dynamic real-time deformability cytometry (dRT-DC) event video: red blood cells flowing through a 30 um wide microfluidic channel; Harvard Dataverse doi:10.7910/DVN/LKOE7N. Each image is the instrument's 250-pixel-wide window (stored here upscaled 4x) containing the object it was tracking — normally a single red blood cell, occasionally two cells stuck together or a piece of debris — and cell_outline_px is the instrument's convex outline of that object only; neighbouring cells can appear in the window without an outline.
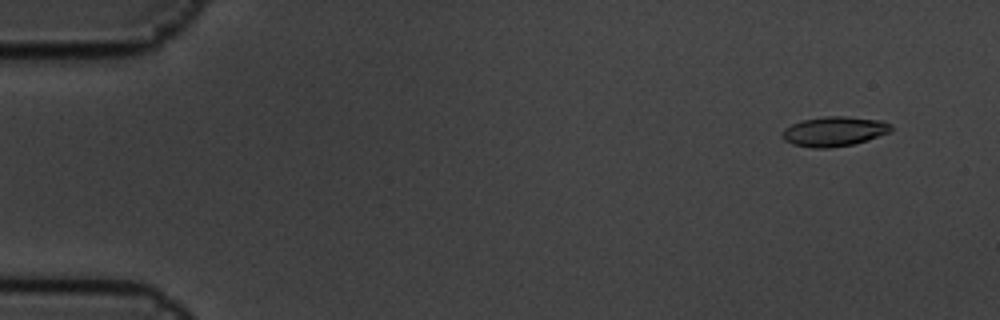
{"species": "common noctule bat (a hibernating species)", "species_latin": "Nyctalus noctula", "temperature_condition": "cold", "stored_images_in_passage": 6, "camera_frame_rate_fps": 3000, "um_per_image_px": 0.085, "animal": {"sex": "male", "body_mass_g": 19.5, "forearm_length_mm": 54.6}, "frame": {"image": 1, "passage_image": 2, "time_ms": 0.333, "image_size_px": [1000, 320], "cell_outline_px": [[892, 132], [868, 140], [852, 144], [828, 148], [812, 148], [792, 144], [784, 140], [780, 136], [784, 128], [800, 120], [824, 116], [844, 116], [884, 120], [892, 124]], "centroid_in_image_um": [70.92, 11.16], "position_along_channel_um": 14.1, "area_um2": 19.19}}